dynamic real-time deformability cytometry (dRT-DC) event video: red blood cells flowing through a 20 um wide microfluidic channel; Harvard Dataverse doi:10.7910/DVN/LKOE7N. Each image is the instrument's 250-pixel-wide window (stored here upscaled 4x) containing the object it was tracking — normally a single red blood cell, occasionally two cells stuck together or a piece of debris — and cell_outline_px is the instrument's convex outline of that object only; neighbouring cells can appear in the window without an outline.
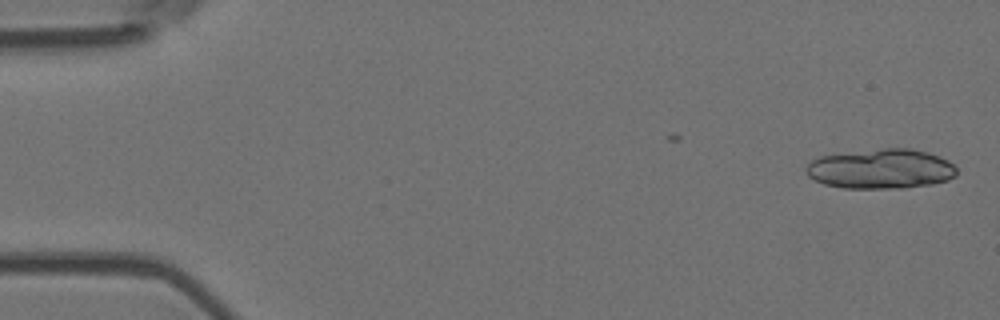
{"species": "Egyptian fruit bat (a non-hibernating species)", "species_latin": "Rousettus aegyptiacus", "temperature_condition": "room temperature", "stored_images_in_passage": 4, "camera_frame_rate_fps": 3000, "um_per_image_px": 0.085, "animal": {"sex": "female"}, "frame": {"image": 1, "passage_image": 1, "time_ms": 0.0, "image_size_px": [1000, 320], "cell_outline_px": [[956, 176], [948, 180], [932, 184], [904, 188], [844, 188], [824, 184], [808, 176], [804, 168], [812, 160], [820, 156], [880, 148], [912, 148], [928, 152], [940, 156], [948, 160], [956, 168]], "centroid_in_image_um": [74.89, 14.35], "position_along_channel_um": 10.1, "area_um2": 35.08}}